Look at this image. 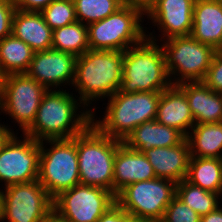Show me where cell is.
I'll list each match as a JSON object with an SVG mask.
<instances>
[{
	"label": "cell",
	"mask_w": 222,
	"mask_h": 222,
	"mask_svg": "<svg viewBox=\"0 0 222 222\" xmlns=\"http://www.w3.org/2000/svg\"><path fill=\"white\" fill-rule=\"evenodd\" d=\"M54 0H14L15 8L28 12H41Z\"/></svg>",
	"instance_id": "cell-34"
},
{
	"label": "cell",
	"mask_w": 222,
	"mask_h": 222,
	"mask_svg": "<svg viewBox=\"0 0 222 222\" xmlns=\"http://www.w3.org/2000/svg\"><path fill=\"white\" fill-rule=\"evenodd\" d=\"M69 91L48 90L42 97L34 122L23 134L41 142L70 139L82 133L92 123V111L76 93Z\"/></svg>",
	"instance_id": "cell-1"
},
{
	"label": "cell",
	"mask_w": 222,
	"mask_h": 222,
	"mask_svg": "<svg viewBox=\"0 0 222 222\" xmlns=\"http://www.w3.org/2000/svg\"><path fill=\"white\" fill-rule=\"evenodd\" d=\"M200 222H222V205L207 215L201 216Z\"/></svg>",
	"instance_id": "cell-36"
},
{
	"label": "cell",
	"mask_w": 222,
	"mask_h": 222,
	"mask_svg": "<svg viewBox=\"0 0 222 222\" xmlns=\"http://www.w3.org/2000/svg\"><path fill=\"white\" fill-rule=\"evenodd\" d=\"M186 180L203 190L222 196V159L190 157Z\"/></svg>",
	"instance_id": "cell-25"
},
{
	"label": "cell",
	"mask_w": 222,
	"mask_h": 222,
	"mask_svg": "<svg viewBox=\"0 0 222 222\" xmlns=\"http://www.w3.org/2000/svg\"><path fill=\"white\" fill-rule=\"evenodd\" d=\"M121 1L125 4V3L131 2L133 0H121Z\"/></svg>",
	"instance_id": "cell-40"
},
{
	"label": "cell",
	"mask_w": 222,
	"mask_h": 222,
	"mask_svg": "<svg viewBox=\"0 0 222 222\" xmlns=\"http://www.w3.org/2000/svg\"><path fill=\"white\" fill-rule=\"evenodd\" d=\"M78 22L88 25L115 13L124 3L121 0H73Z\"/></svg>",
	"instance_id": "cell-28"
},
{
	"label": "cell",
	"mask_w": 222,
	"mask_h": 222,
	"mask_svg": "<svg viewBox=\"0 0 222 222\" xmlns=\"http://www.w3.org/2000/svg\"><path fill=\"white\" fill-rule=\"evenodd\" d=\"M152 165L157 178L178 183L186 179L190 150L187 139L172 147H155L143 153Z\"/></svg>",
	"instance_id": "cell-17"
},
{
	"label": "cell",
	"mask_w": 222,
	"mask_h": 222,
	"mask_svg": "<svg viewBox=\"0 0 222 222\" xmlns=\"http://www.w3.org/2000/svg\"><path fill=\"white\" fill-rule=\"evenodd\" d=\"M176 186L173 181L156 177L126 186L115 199L133 218L160 222L167 206L176 196Z\"/></svg>",
	"instance_id": "cell-10"
},
{
	"label": "cell",
	"mask_w": 222,
	"mask_h": 222,
	"mask_svg": "<svg viewBox=\"0 0 222 222\" xmlns=\"http://www.w3.org/2000/svg\"><path fill=\"white\" fill-rule=\"evenodd\" d=\"M186 139L190 157L222 159V122L195 124Z\"/></svg>",
	"instance_id": "cell-23"
},
{
	"label": "cell",
	"mask_w": 222,
	"mask_h": 222,
	"mask_svg": "<svg viewBox=\"0 0 222 222\" xmlns=\"http://www.w3.org/2000/svg\"><path fill=\"white\" fill-rule=\"evenodd\" d=\"M3 75L0 73V86L2 84Z\"/></svg>",
	"instance_id": "cell-41"
},
{
	"label": "cell",
	"mask_w": 222,
	"mask_h": 222,
	"mask_svg": "<svg viewBox=\"0 0 222 222\" xmlns=\"http://www.w3.org/2000/svg\"><path fill=\"white\" fill-rule=\"evenodd\" d=\"M3 189L0 187V222H2Z\"/></svg>",
	"instance_id": "cell-38"
},
{
	"label": "cell",
	"mask_w": 222,
	"mask_h": 222,
	"mask_svg": "<svg viewBox=\"0 0 222 222\" xmlns=\"http://www.w3.org/2000/svg\"><path fill=\"white\" fill-rule=\"evenodd\" d=\"M161 42L172 85L204 79L217 50L191 35L171 37Z\"/></svg>",
	"instance_id": "cell-8"
},
{
	"label": "cell",
	"mask_w": 222,
	"mask_h": 222,
	"mask_svg": "<svg viewBox=\"0 0 222 222\" xmlns=\"http://www.w3.org/2000/svg\"><path fill=\"white\" fill-rule=\"evenodd\" d=\"M77 56L53 48L35 52L26 74L47 90L72 88L75 80ZM63 86V87H62Z\"/></svg>",
	"instance_id": "cell-15"
},
{
	"label": "cell",
	"mask_w": 222,
	"mask_h": 222,
	"mask_svg": "<svg viewBox=\"0 0 222 222\" xmlns=\"http://www.w3.org/2000/svg\"><path fill=\"white\" fill-rule=\"evenodd\" d=\"M145 3L133 0L115 13L87 25L89 49L125 51L146 38Z\"/></svg>",
	"instance_id": "cell-5"
},
{
	"label": "cell",
	"mask_w": 222,
	"mask_h": 222,
	"mask_svg": "<svg viewBox=\"0 0 222 222\" xmlns=\"http://www.w3.org/2000/svg\"><path fill=\"white\" fill-rule=\"evenodd\" d=\"M133 217L117 203L111 206L97 222H129Z\"/></svg>",
	"instance_id": "cell-33"
},
{
	"label": "cell",
	"mask_w": 222,
	"mask_h": 222,
	"mask_svg": "<svg viewBox=\"0 0 222 222\" xmlns=\"http://www.w3.org/2000/svg\"><path fill=\"white\" fill-rule=\"evenodd\" d=\"M34 51L24 41L10 34L0 40V73L21 74L29 70Z\"/></svg>",
	"instance_id": "cell-24"
},
{
	"label": "cell",
	"mask_w": 222,
	"mask_h": 222,
	"mask_svg": "<svg viewBox=\"0 0 222 222\" xmlns=\"http://www.w3.org/2000/svg\"><path fill=\"white\" fill-rule=\"evenodd\" d=\"M52 48L81 56L89 50L87 25L74 22L53 30Z\"/></svg>",
	"instance_id": "cell-26"
},
{
	"label": "cell",
	"mask_w": 222,
	"mask_h": 222,
	"mask_svg": "<svg viewBox=\"0 0 222 222\" xmlns=\"http://www.w3.org/2000/svg\"><path fill=\"white\" fill-rule=\"evenodd\" d=\"M41 13L52 30L77 21L73 0H54Z\"/></svg>",
	"instance_id": "cell-29"
},
{
	"label": "cell",
	"mask_w": 222,
	"mask_h": 222,
	"mask_svg": "<svg viewBox=\"0 0 222 222\" xmlns=\"http://www.w3.org/2000/svg\"><path fill=\"white\" fill-rule=\"evenodd\" d=\"M15 11L14 0H0V40L12 34V20Z\"/></svg>",
	"instance_id": "cell-32"
},
{
	"label": "cell",
	"mask_w": 222,
	"mask_h": 222,
	"mask_svg": "<svg viewBox=\"0 0 222 222\" xmlns=\"http://www.w3.org/2000/svg\"><path fill=\"white\" fill-rule=\"evenodd\" d=\"M156 178L154 168L146 156L130 149L123 142L114 159L113 194L116 196L126 186Z\"/></svg>",
	"instance_id": "cell-16"
},
{
	"label": "cell",
	"mask_w": 222,
	"mask_h": 222,
	"mask_svg": "<svg viewBox=\"0 0 222 222\" xmlns=\"http://www.w3.org/2000/svg\"><path fill=\"white\" fill-rule=\"evenodd\" d=\"M53 199L38 181L3 188L2 222H47Z\"/></svg>",
	"instance_id": "cell-11"
},
{
	"label": "cell",
	"mask_w": 222,
	"mask_h": 222,
	"mask_svg": "<svg viewBox=\"0 0 222 222\" xmlns=\"http://www.w3.org/2000/svg\"><path fill=\"white\" fill-rule=\"evenodd\" d=\"M47 91L26 73L5 75L0 86V114L11 117L23 134L34 122Z\"/></svg>",
	"instance_id": "cell-9"
},
{
	"label": "cell",
	"mask_w": 222,
	"mask_h": 222,
	"mask_svg": "<svg viewBox=\"0 0 222 222\" xmlns=\"http://www.w3.org/2000/svg\"><path fill=\"white\" fill-rule=\"evenodd\" d=\"M185 138L177 129L151 120L136 127L123 143L130 149L144 153L155 147L177 146Z\"/></svg>",
	"instance_id": "cell-21"
},
{
	"label": "cell",
	"mask_w": 222,
	"mask_h": 222,
	"mask_svg": "<svg viewBox=\"0 0 222 222\" xmlns=\"http://www.w3.org/2000/svg\"><path fill=\"white\" fill-rule=\"evenodd\" d=\"M129 222H156V221L147 220V219L132 218Z\"/></svg>",
	"instance_id": "cell-39"
},
{
	"label": "cell",
	"mask_w": 222,
	"mask_h": 222,
	"mask_svg": "<svg viewBox=\"0 0 222 222\" xmlns=\"http://www.w3.org/2000/svg\"><path fill=\"white\" fill-rule=\"evenodd\" d=\"M12 34L29 45L34 52L52 48L53 30L41 12L16 9L12 20Z\"/></svg>",
	"instance_id": "cell-22"
},
{
	"label": "cell",
	"mask_w": 222,
	"mask_h": 222,
	"mask_svg": "<svg viewBox=\"0 0 222 222\" xmlns=\"http://www.w3.org/2000/svg\"><path fill=\"white\" fill-rule=\"evenodd\" d=\"M122 141L103 134L93 123L77 135L80 184L113 193L114 159Z\"/></svg>",
	"instance_id": "cell-6"
},
{
	"label": "cell",
	"mask_w": 222,
	"mask_h": 222,
	"mask_svg": "<svg viewBox=\"0 0 222 222\" xmlns=\"http://www.w3.org/2000/svg\"><path fill=\"white\" fill-rule=\"evenodd\" d=\"M38 181L52 199L80 184L77 136L40 142Z\"/></svg>",
	"instance_id": "cell-7"
},
{
	"label": "cell",
	"mask_w": 222,
	"mask_h": 222,
	"mask_svg": "<svg viewBox=\"0 0 222 222\" xmlns=\"http://www.w3.org/2000/svg\"><path fill=\"white\" fill-rule=\"evenodd\" d=\"M47 222H68L64 219H62L61 217H59L57 214H55L54 212H52L47 220Z\"/></svg>",
	"instance_id": "cell-37"
},
{
	"label": "cell",
	"mask_w": 222,
	"mask_h": 222,
	"mask_svg": "<svg viewBox=\"0 0 222 222\" xmlns=\"http://www.w3.org/2000/svg\"><path fill=\"white\" fill-rule=\"evenodd\" d=\"M11 127L14 126H8V124L6 123V125L0 122V151L2 150V148L4 147V145L8 142V140L16 133L14 132L13 129H11Z\"/></svg>",
	"instance_id": "cell-35"
},
{
	"label": "cell",
	"mask_w": 222,
	"mask_h": 222,
	"mask_svg": "<svg viewBox=\"0 0 222 222\" xmlns=\"http://www.w3.org/2000/svg\"><path fill=\"white\" fill-rule=\"evenodd\" d=\"M144 3L145 22L148 19V24L151 20L152 26L160 32L157 36L154 29L152 32L147 30V39L161 43L171 37L191 34L195 0H146Z\"/></svg>",
	"instance_id": "cell-14"
},
{
	"label": "cell",
	"mask_w": 222,
	"mask_h": 222,
	"mask_svg": "<svg viewBox=\"0 0 222 222\" xmlns=\"http://www.w3.org/2000/svg\"><path fill=\"white\" fill-rule=\"evenodd\" d=\"M160 94L161 92L117 91L107 98L102 119L97 120V116L92 114V123L103 134L123 142L140 124L155 120Z\"/></svg>",
	"instance_id": "cell-4"
},
{
	"label": "cell",
	"mask_w": 222,
	"mask_h": 222,
	"mask_svg": "<svg viewBox=\"0 0 222 222\" xmlns=\"http://www.w3.org/2000/svg\"><path fill=\"white\" fill-rule=\"evenodd\" d=\"M188 100L195 124L222 122V94L212 91L202 81L177 85Z\"/></svg>",
	"instance_id": "cell-20"
},
{
	"label": "cell",
	"mask_w": 222,
	"mask_h": 222,
	"mask_svg": "<svg viewBox=\"0 0 222 222\" xmlns=\"http://www.w3.org/2000/svg\"><path fill=\"white\" fill-rule=\"evenodd\" d=\"M115 203L112 192L78 184L53 199V212L68 222H97Z\"/></svg>",
	"instance_id": "cell-12"
},
{
	"label": "cell",
	"mask_w": 222,
	"mask_h": 222,
	"mask_svg": "<svg viewBox=\"0 0 222 222\" xmlns=\"http://www.w3.org/2000/svg\"><path fill=\"white\" fill-rule=\"evenodd\" d=\"M171 85L160 42L145 38L123 52L120 92H162Z\"/></svg>",
	"instance_id": "cell-3"
},
{
	"label": "cell",
	"mask_w": 222,
	"mask_h": 222,
	"mask_svg": "<svg viewBox=\"0 0 222 222\" xmlns=\"http://www.w3.org/2000/svg\"><path fill=\"white\" fill-rule=\"evenodd\" d=\"M176 196L200 216L216 210L222 201L219 193L203 190L186 179L177 183Z\"/></svg>",
	"instance_id": "cell-27"
},
{
	"label": "cell",
	"mask_w": 222,
	"mask_h": 222,
	"mask_svg": "<svg viewBox=\"0 0 222 222\" xmlns=\"http://www.w3.org/2000/svg\"><path fill=\"white\" fill-rule=\"evenodd\" d=\"M39 159L40 142L15 133L0 151V187L38 180Z\"/></svg>",
	"instance_id": "cell-13"
},
{
	"label": "cell",
	"mask_w": 222,
	"mask_h": 222,
	"mask_svg": "<svg viewBox=\"0 0 222 222\" xmlns=\"http://www.w3.org/2000/svg\"><path fill=\"white\" fill-rule=\"evenodd\" d=\"M122 71L123 51L89 49L77 56L72 89L78 92L77 97L88 108L91 107L92 114H95V103L104 101L119 91Z\"/></svg>",
	"instance_id": "cell-2"
},
{
	"label": "cell",
	"mask_w": 222,
	"mask_h": 222,
	"mask_svg": "<svg viewBox=\"0 0 222 222\" xmlns=\"http://www.w3.org/2000/svg\"><path fill=\"white\" fill-rule=\"evenodd\" d=\"M201 216L175 196L167 206L160 222H200Z\"/></svg>",
	"instance_id": "cell-30"
},
{
	"label": "cell",
	"mask_w": 222,
	"mask_h": 222,
	"mask_svg": "<svg viewBox=\"0 0 222 222\" xmlns=\"http://www.w3.org/2000/svg\"><path fill=\"white\" fill-rule=\"evenodd\" d=\"M155 120L177 129L185 137L195 125L185 93L177 85L161 92Z\"/></svg>",
	"instance_id": "cell-19"
},
{
	"label": "cell",
	"mask_w": 222,
	"mask_h": 222,
	"mask_svg": "<svg viewBox=\"0 0 222 222\" xmlns=\"http://www.w3.org/2000/svg\"><path fill=\"white\" fill-rule=\"evenodd\" d=\"M215 50L222 48V4L216 0H195L190 34Z\"/></svg>",
	"instance_id": "cell-18"
},
{
	"label": "cell",
	"mask_w": 222,
	"mask_h": 222,
	"mask_svg": "<svg viewBox=\"0 0 222 222\" xmlns=\"http://www.w3.org/2000/svg\"><path fill=\"white\" fill-rule=\"evenodd\" d=\"M202 82L212 91L222 94V51L217 50Z\"/></svg>",
	"instance_id": "cell-31"
}]
</instances>
